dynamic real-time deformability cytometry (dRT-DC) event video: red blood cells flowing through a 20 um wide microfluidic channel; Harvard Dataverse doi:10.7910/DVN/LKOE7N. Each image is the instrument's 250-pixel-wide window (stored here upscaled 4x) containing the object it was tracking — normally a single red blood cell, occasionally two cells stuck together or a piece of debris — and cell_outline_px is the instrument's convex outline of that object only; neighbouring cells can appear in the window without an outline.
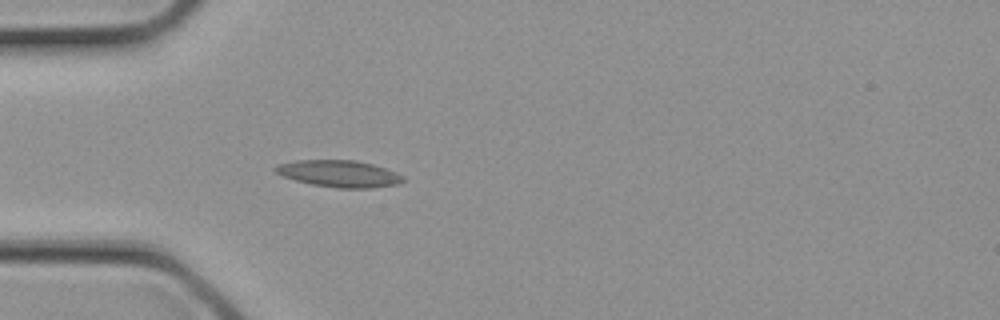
{"species": "common noctule bat (a hibernating species)", "species_latin": "Nyctalus noctula", "temperature_condition": "cold", "stored_images_in_passage": 3, "camera_frame_rate_fps": 3000, "um_per_image_px": 0.085, "animal": {"sex": "female", "body_mass_g": 21.9}, "frame": {"image": 1, "passage_image": 3, "time_ms": 0.667, "image_size_px": [1000, 320], "cell_outline_px": [[408, 180], [396, 184], [372, 188], [336, 188], [312, 184], [296, 180], [284, 176], [276, 172], [272, 168], [280, 164], [296, 160], [356, 160], [372, 164], [396, 172], [404, 176]], "centroid_in_image_um": [28.87, 14.76], "position_along_channel_um": 56.1, "area_um2": 19.88}}